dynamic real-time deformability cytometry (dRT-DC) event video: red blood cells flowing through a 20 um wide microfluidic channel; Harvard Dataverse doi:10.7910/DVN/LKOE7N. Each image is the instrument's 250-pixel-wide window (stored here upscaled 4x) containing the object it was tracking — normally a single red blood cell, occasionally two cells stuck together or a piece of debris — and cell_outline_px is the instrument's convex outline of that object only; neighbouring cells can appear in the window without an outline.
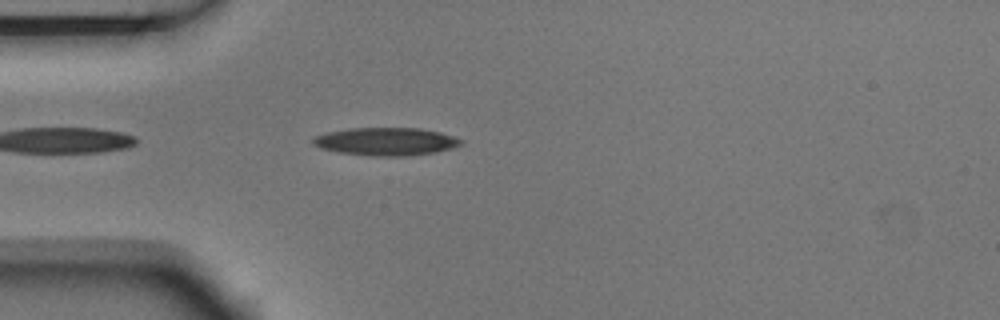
{"species": "Egyptian fruit bat (a non-hibernating species)", "species_latin": "Rousettus aegyptiacus", "temperature_condition": "room temperature", "stored_images_in_passage": 4, "camera_frame_rate_fps": 3000, "um_per_image_px": 0.085, "animal": {"sex": "male"}, "frame": {"image": 1, "passage_image": 4, "time_ms": 1.0, "image_size_px": [1000, 320], "cell_outline_px": [[464, 140], [460, 144], [452, 148], [436, 152], [408, 156], [372, 156], [340, 152], [320, 148], [312, 144], [312, 140], [316, 136], [328, 132], [348, 128], [420, 128], [440, 132]], "centroid_in_image_um": [32.81, 12.03], "position_along_channel_um": 52.2, "area_um2": 23.99}}